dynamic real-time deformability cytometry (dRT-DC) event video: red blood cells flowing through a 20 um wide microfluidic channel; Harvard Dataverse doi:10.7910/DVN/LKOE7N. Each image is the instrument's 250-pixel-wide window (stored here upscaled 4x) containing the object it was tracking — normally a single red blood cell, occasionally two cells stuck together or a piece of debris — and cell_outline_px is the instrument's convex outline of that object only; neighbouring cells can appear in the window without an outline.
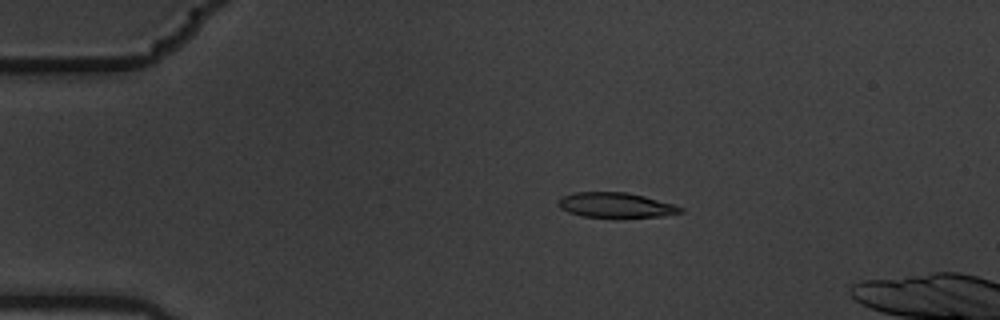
{"species": "common noctule bat (a hibernating species)", "species_latin": "Nyctalus noctula", "temperature_condition": "warm", "stored_images_in_passage": 6, "camera_frame_rate_fps": 3000, "um_per_image_px": 0.085, "animal": {"sex": "male", "body_mass_g": 19.5, "forearm_length_mm": 54.6}, "frame": {"image": 1, "passage_image": 4, "time_ms": 1.0, "image_size_px": [1000, 320], "cell_outline_px": [[684, 212], [664, 216], [584, 216], [568, 212], [560, 208], [556, 204], [564, 196], [572, 192], [624, 192], [644, 196], [676, 204], [684, 208]], "centroid_in_image_um": [52.38, 17.41], "position_along_channel_um": 32.6, "area_um2": 17.51}}